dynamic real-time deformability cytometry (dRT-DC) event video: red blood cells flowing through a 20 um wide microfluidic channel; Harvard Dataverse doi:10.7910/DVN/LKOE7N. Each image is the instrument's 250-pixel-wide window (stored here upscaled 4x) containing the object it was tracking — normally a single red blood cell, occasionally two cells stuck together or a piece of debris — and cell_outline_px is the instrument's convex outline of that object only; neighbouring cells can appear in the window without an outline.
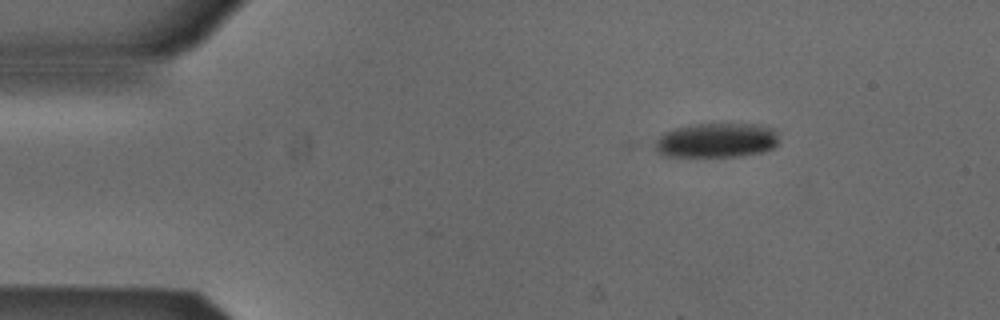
{"species": "Egyptian fruit bat (a non-hibernating species)", "species_latin": "Rousettus aegyptiacus", "temperature_condition": "cold", "stored_images_in_passage": 33, "camera_frame_rate_fps": 3000, "um_per_image_px": 0.085, "animal": {"sex": "male"}, "frame": {"image": 1, "passage_image": 1, "time_ms": 0.0, "image_size_px": [1000, 320], "cell_outline_px": [[776, 144], [772, 148], [764, 152], [740, 156], [660, 156], [656, 152], [656, 140], [664, 132], [676, 128], [696, 124], [756, 124], [772, 128], [776, 132]], "centroid_in_image_um": [60.88, 11.93], "position_along_channel_um": 24.1, "area_um2": 24.8}}
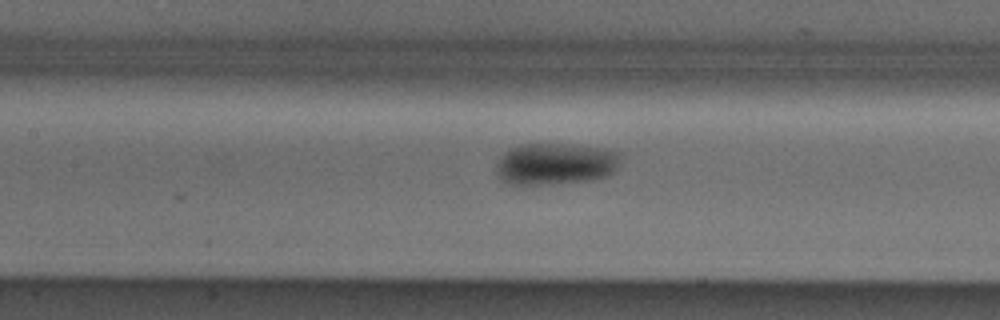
{"frame": {"image": 2, "passage_image": 17, "time_ms": 5.333, "image_size_px": [1000, 320], "cell_outline_px": [[620, 164], [616, 172], [608, 176], [592, 180], [540, 184], [512, 184], [500, 180], [496, 172], [496, 160], [504, 152], [520, 144], [568, 144], [604, 148], [620, 152]], "centroid_in_image_um": [47.23, 13.92], "position_along_channel_um": 160.2, "area_um2": 30.58}}
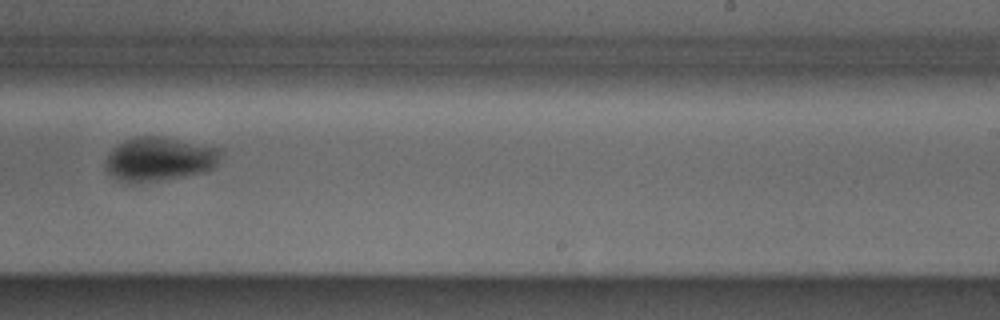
{"frame": {"image": 3, "passage_image": 26, "time_ms": 8.333, "image_size_px": [1000, 320], "cell_outline_px": [[224, 148], [216, 164], [212, 168], [204, 172], [156, 180], [116, 180], [104, 168], [104, 164], [112, 148], [116, 144], [124, 140], [136, 136], [156, 136]], "centroid_in_image_um": [13.54, 13.48], "position_along_channel_um": 275.5, "area_um2": 28.96}, "authors_computed_cell_mechanics": {"area_um2": 29.0734, "velocity_mm_per_s": 3.8522, "shape_relaxation_time_tau1_ms": 6.521, "shape_relaxation_time_tau2_ms": null, "deformation_change_tau1": 0.1377, "deformation_change_tau2": null}}